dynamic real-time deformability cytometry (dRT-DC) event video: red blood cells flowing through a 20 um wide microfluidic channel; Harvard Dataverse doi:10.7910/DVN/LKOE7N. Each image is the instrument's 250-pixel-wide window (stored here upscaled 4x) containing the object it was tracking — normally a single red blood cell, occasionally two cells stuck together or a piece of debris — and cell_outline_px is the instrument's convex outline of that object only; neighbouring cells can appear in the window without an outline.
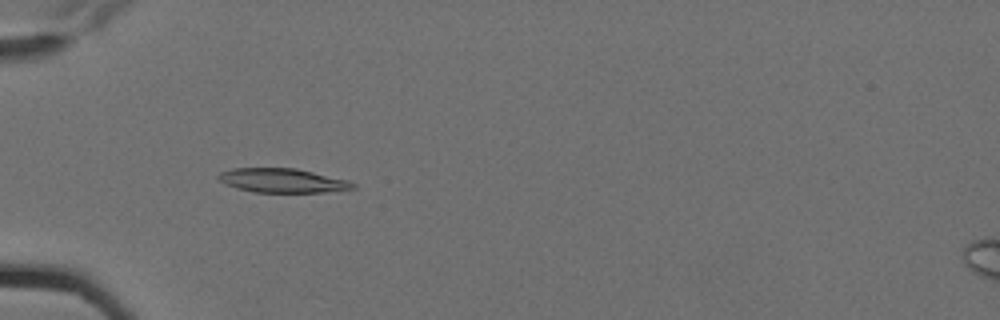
{"species": "Egyptian fruit bat (a non-hibernating species)", "species_latin": "Rousettus aegyptiacus", "temperature_condition": "cold", "stored_images_in_passage": 5, "camera_frame_rate_fps": 3000, "um_per_image_px": 0.085, "animal": {"sex": "female"}, "frame": {"image": 1, "passage_image": 4, "time_ms": 1.0, "image_size_px": [1000, 320], "cell_outline_px": [[356, 188], [324, 192], [256, 192], [236, 188], [220, 180], [216, 176], [220, 172], [232, 168], [296, 168], [348, 180], [356, 184]], "centroid_in_image_um": [24.02, 15.34], "position_along_channel_um": 61.0, "area_um2": 18.79}}
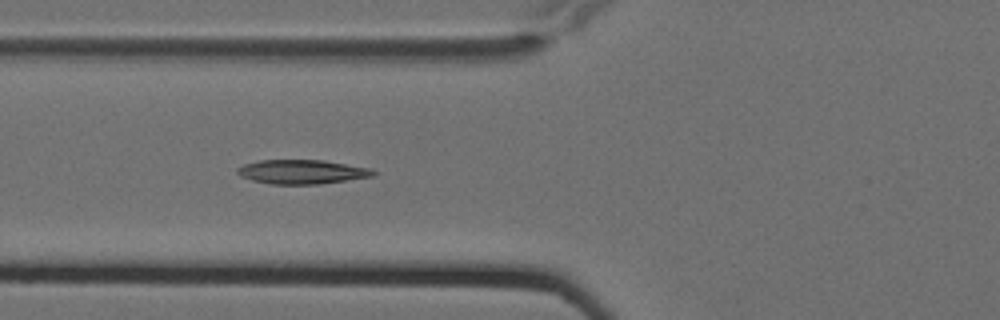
{"frame": {"image": 2, "passage_image": 5, "time_ms": 1.333, "image_size_px": [1000, 320], "cell_outline_px": [[376, 176], [320, 184], [272, 184], [252, 180], [240, 176], [236, 172], [236, 168], [244, 164], [260, 160], [324, 160], [372, 168], [376, 172]], "centroid_in_image_um": [25.7, 14.6], "position_along_channel_um": 100.1, "area_um2": 19.31}}